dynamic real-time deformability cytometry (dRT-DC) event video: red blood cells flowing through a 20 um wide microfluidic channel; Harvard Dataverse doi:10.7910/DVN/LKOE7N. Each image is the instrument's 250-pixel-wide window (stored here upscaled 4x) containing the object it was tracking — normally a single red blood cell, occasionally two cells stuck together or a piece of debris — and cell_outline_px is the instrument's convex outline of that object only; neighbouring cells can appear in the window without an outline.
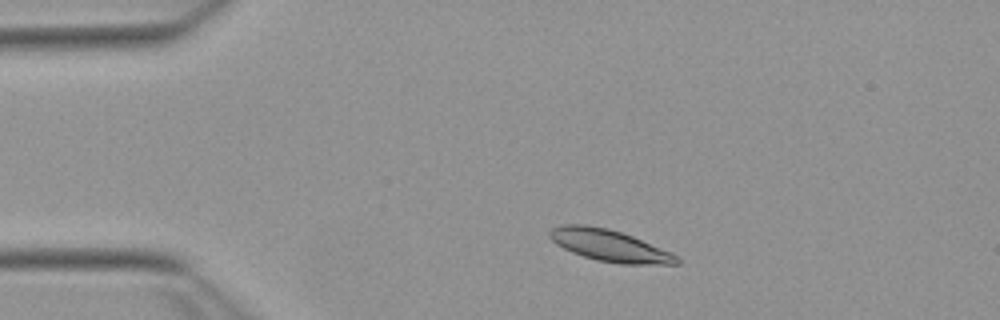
{"species": "Egyptian fruit bat (a non-hibernating species)", "species_latin": "Rousettus aegyptiacus", "temperature_condition": "warm", "stored_images_in_passage": 47, "camera_frame_rate_fps": 3000, "um_per_image_px": 0.085, "animal": {"sex": "female"}, "frame": {"image": 1, "passage_image": 4, "time_ms": 1.0, "image_size_px": [1000, 320], "cell_outline_px": [[680, 264], [620, 264], [596, 260], [572, 252], [556, 244], [548, 236], [548, 232], [552, 228], [564, 224], [584, 224], [608, 228], [632, 236], [672, 252], [680, 260]], "centroid_in_image_um": [51.8, 20.87], "position_along_channel_um": 33.2, "area_um2": 23.47}}
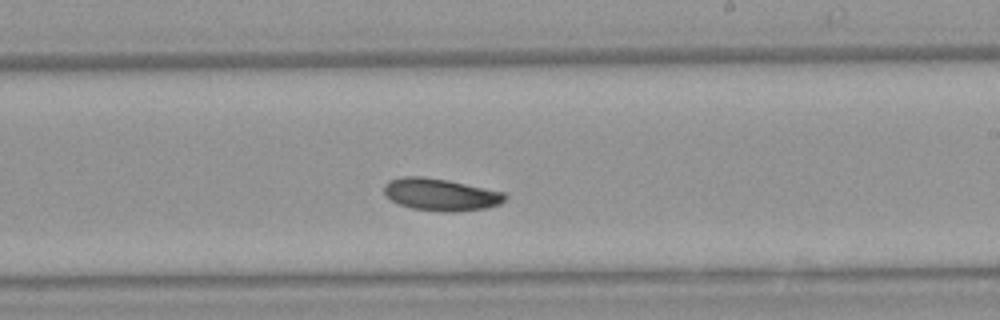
{"frame": {"image": 2, "passage_image": 25, "time_ms": 8.0, "image_size_px": [1000, 320], "cell_outline_px": [[508, 196], [500, 204], [488, 208], [456, 212], [444, 212], [412, 208], [396, 204], [384, 192], [384, 184], [388, 180], [404, 176], [424, 176], [448, 180], [504, 192]], "centroid_in_image_um": [37.46, 16.54], "position_along_channel_um": 251.5, "area_um2": 22.89}}
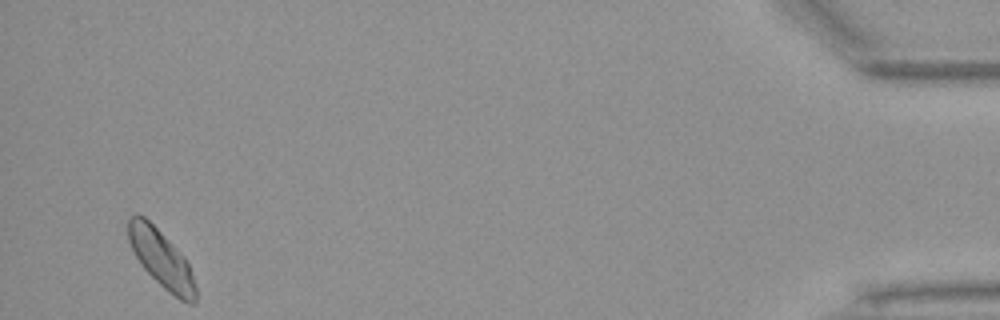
{"frame": {"image": 3, "passage_image": 45, "time_ms": 14.667, "image_size_px": [1000, 320], "cell_outline_px": [[196, 300], [192, 304], [188, 304], [180, 300], [168, 292], [140, 264], [128, 240], [128, 216], [136, 212], [144, 216], [184, 256], [192, 272], [196, 288]], "centroid_in_image_um": [13.71, 22.0], "position_along_channel_um": 421.5, "area_um2": 22.43}, "authors_computed_cell_mechanics": {"area_um2": 22.4842, "velocity_mm_per_s": 3.7853, "shape_relaxation_time_tau1_ms": 3.1759, "shape_relaxation_time_tau2_ms": null, "deformation_change_tau1": 0.0882, "deformation_change_tau2": null}}